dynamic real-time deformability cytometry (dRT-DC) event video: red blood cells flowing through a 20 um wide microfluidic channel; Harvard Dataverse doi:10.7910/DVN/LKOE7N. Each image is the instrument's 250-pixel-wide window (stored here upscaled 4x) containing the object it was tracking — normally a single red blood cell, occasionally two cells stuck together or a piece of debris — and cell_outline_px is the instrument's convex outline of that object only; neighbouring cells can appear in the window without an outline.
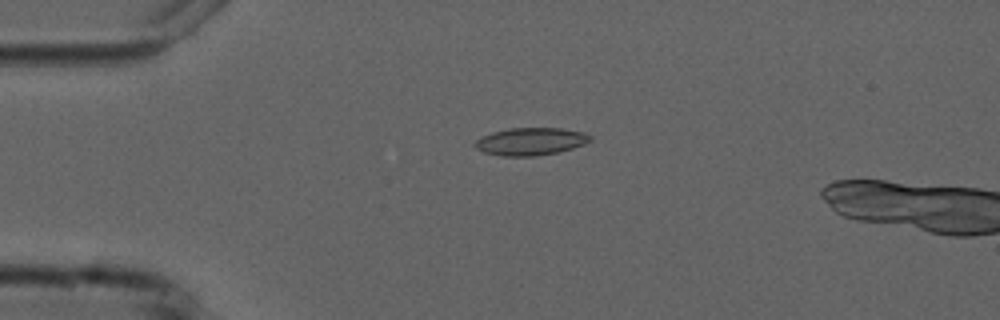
{"species": "common noctule bat (a hibernating species)", "species_latin": "Nyctalus noctula", "temperature_condition": "cold", "stored_images_in_passage": 6, "camera_frame_rate_fps": 3000, "um_per_image_px": 0.085, "animal": {"sex": "male", "forearm_length_mm": 52.5}, "frame": {"image": 1, "passage_image": 4, "time_ms": 3.333, "image_size_px": [1000, 320], "cell_outline_px": [[592, 140], [584, 144], [572, 148], [556, 152], [536, 156], [500, 156], [484, 152], [476, 148], [472, 144], [480, 136], [492, 132], [512, 128], [560, 128], [584, 132], [592, 136]], "centroid_in_image_um": [45.08, 12.02], "position_along_channel_um": 39.9, "area_um2": 18.55}}